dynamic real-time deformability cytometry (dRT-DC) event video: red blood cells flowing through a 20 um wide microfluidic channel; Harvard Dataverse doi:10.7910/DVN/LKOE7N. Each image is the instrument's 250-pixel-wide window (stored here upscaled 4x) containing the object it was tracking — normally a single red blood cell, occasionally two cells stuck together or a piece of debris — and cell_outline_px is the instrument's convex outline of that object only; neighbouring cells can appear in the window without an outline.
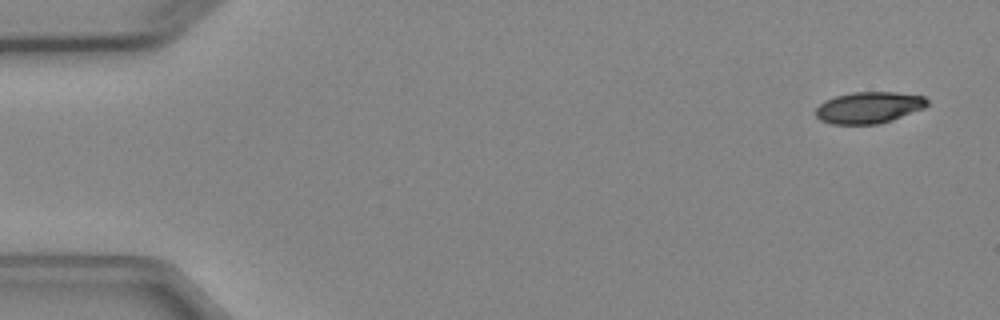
{"species": "Egyptian fruit bat (a non-hibernating species)", "species_latin": "Rousettus aegyptiacus", "temperature_condition": "cold", "stored_images_in_passage": 3, "camera_frame_rate_fps": 3000, "um_per_image_px": 0.085, "animal": {"sex": "female"}, "frame": {"image": 1, "passage_image": 1, "time_ms": 0.0, "image_size_px": [1000, 320], "cell_outline_px": [[928, 104], [924, 108], [892, 120], [880, 124], [832, 124], [820, 120], [816, 116], [816, 108], [824, 100], [836, 96], [852, 92], [896, 92], [924, 96], [928, 100]], "centroid_in_image_um": [73.85, 9.14], "position_along_channel_um": 11.1, "area_um2": 20.52}}